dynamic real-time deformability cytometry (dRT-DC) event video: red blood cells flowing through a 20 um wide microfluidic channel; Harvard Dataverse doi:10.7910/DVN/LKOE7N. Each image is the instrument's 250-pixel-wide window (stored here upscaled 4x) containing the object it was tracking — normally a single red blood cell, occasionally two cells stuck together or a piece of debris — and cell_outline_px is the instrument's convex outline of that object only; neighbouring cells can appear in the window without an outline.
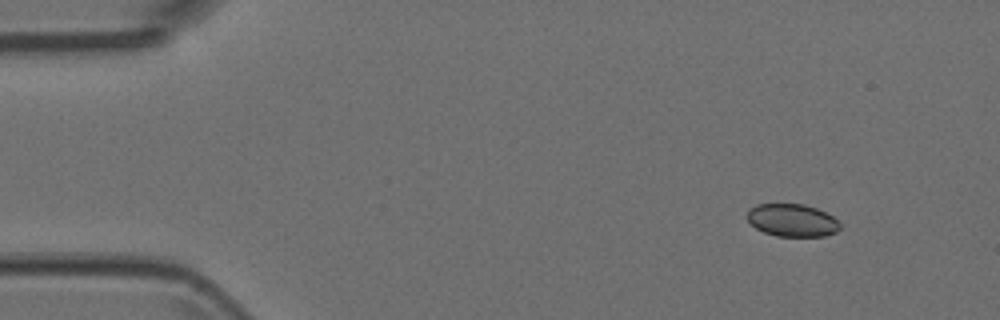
{"species": "Egyptian fruit bat (a non-hibernating species)", "species_latin": "Rousettus aegyptiacus", "temperature_condition": "room temperature", "stored_images_in_passage": 2, "camera_frame_rate_fps": 3000, "um_per_image_px": 0.085, "animal": {"sex": "female"}, "frame": {"image": 1, "passage_image": 2, "time_ms": 0.333, "image_size_px": [1000, 320], "cell_outline_px": [[840, 228], [836, 232], [824, 236], [776, 236], [764, 232], [756, 228], [744, 216], [756, 204], [804, 204], [816, 208], [832, 216], [840, 224]], "centroid_in_image_um": [67.32, 18.72], "position_along_channel_um": 17.7, "area_um2": 17.57}}